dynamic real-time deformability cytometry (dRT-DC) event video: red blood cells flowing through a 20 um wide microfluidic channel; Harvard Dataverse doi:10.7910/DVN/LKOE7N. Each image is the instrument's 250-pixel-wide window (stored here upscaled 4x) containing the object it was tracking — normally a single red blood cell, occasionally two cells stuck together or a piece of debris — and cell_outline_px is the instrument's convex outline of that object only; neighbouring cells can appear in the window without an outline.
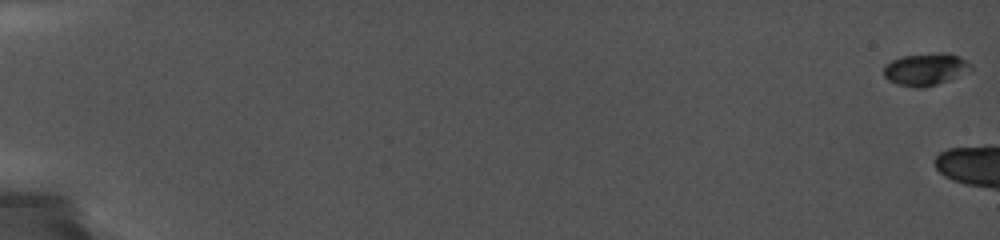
{"species": "common noctule bat (a hibernating species)", "species_latin": "Nyctalus noctula", "temperature_condition": "cold", "stored_images_in_passage": 4, "camera_frame_rate_fps": 5000, "um_per_image_px": 0.085, "animal": {"sex": "female", "body_mass_g": 19.0, "forearm_length_mm": 56.7}, "frame": {"image": 1, "passage_image": 1, "time_ms": 0.0, "image_size_px": [1000, 240], "cell_outline_px": [[972, 68], [948, 80], [924, 88], [916, 88], [896, 84], [888, 80], [884, 76], [884, 64], [900, 56], [940, 52], [948, 52], [960, 56], [972, 64]], "centroid_in_image_um": [78.64, 5.87], "position_along_channel_um": 6.4, "area_um2": 16.47}}